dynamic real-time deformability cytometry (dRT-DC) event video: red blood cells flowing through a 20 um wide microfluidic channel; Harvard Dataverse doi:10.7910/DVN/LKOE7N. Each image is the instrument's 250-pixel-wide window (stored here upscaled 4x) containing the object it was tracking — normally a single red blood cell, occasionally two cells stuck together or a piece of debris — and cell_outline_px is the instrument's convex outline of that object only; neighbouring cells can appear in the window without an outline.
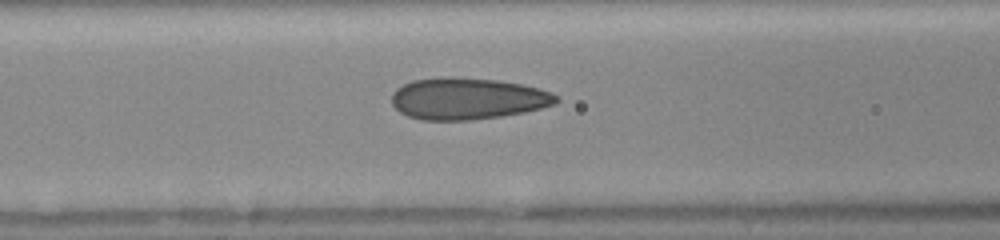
{"species": "human", "species_latin": "Homo sapiens", "temperature_condition": "room temperature", "stored_images_in_passage": 34, "camera_frame_rate_fps": 3000, "um_per_image_px": 0.085, "donor": {"sex": "female"}, "frame": {"image": 1, "passage_image": 12, "time_ms": 3.667, "image_size_px": [1000, 240], "cell_outline_px": [[560, 100], [556, 104], [524, 112], [500, 116], [468, 120], [420, 120], [408, 116], [400, 112], [392, 104], [392, 92], [396, 88], [412, 80], [496, 80], [520, 84], [536, 88], [548, 92], [556, 96]], "centroid_in_image_um": [39.73, 8.44], "position_along_channel_um": 126.9, "area_um2": 38.55}}
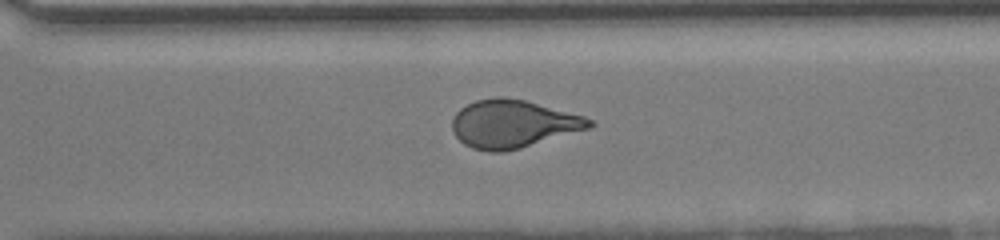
{"frame": {"image": 2, "passage_image": 26, "time_ms": 8.333, "image_size_px": [1000, 240], "cell_outline_px": [[596, 124], [592, 128], [520, 148], [504, 152], [488, 152], [472, 148], [464, 144], [452, 132], [452, 120], [456, 112], [460, 108], [476, 100], [496, 96], [504, 96], [524, 100], [584, 116], [592, 120]], "centroid_in_image_um": [43.6, 10.53], "position_along_channel_um": 327.0, "area_um2": 38.49}}
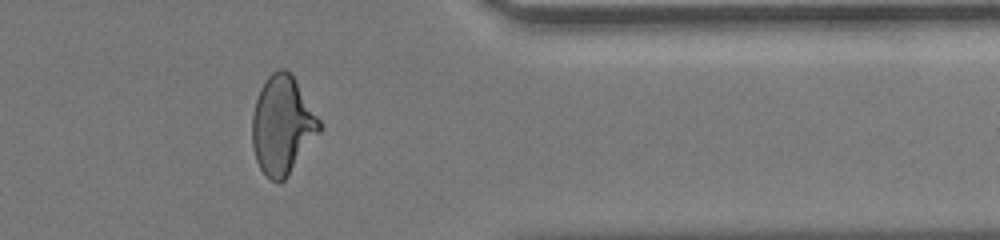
{"frame": {"image": 3, "passage_image": 31, "time_ms": 10.0, "image_size_px": [1000, 240], "cell_outline_px": [[320, 132], [288, 176], [284, 180], [272, 180], [260, 168], [256, 160], [252, 144], [252, 116], [256, 100], [260, 88], [264, 80], [272, 72], [280, 68], [284, 68], [296, 80], [320, 120]], "centroid_in_image_um": [23.99, 10.62], "position_along_channel_um": 387.4, "area_um2": 38.15}}